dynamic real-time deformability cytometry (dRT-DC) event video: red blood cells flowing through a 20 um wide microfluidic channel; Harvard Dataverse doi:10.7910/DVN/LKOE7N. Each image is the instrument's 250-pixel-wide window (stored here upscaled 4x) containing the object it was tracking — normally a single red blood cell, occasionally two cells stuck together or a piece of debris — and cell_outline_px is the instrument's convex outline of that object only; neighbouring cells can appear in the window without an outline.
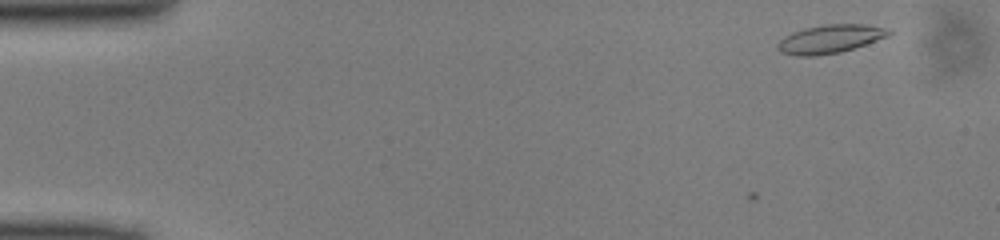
{"species": "common noctule bat (a hibernating species)", "species_latin": "Nyctalus noctula", "temperature_condition": "cold", "stored_images_in_passage": 2, "camera_frame_rate_fps": 3000, "um_per_image_px": 0.085, "animal": {"sex": "male", "body_mass_g": 13.0, "forearm_length_mm": 53.1}, "frame": {"image": 1, "passage_image": 2, "time_ms": 0.333, "image_size_px": [1000, 240], "cell_outline_px": [[892, 32], [888, 36], [840, 52], [816, 56], [796, 56], [780, 52], [776, 48], [776, 44], [784, 36], [792, 32], [804, 28], [824, 24], [864, 24], [884, 28]], "centroid_in_image_um": [70.47, 3.31], "position_along_channel_um": 14.5, "area_um2": 18.32}}